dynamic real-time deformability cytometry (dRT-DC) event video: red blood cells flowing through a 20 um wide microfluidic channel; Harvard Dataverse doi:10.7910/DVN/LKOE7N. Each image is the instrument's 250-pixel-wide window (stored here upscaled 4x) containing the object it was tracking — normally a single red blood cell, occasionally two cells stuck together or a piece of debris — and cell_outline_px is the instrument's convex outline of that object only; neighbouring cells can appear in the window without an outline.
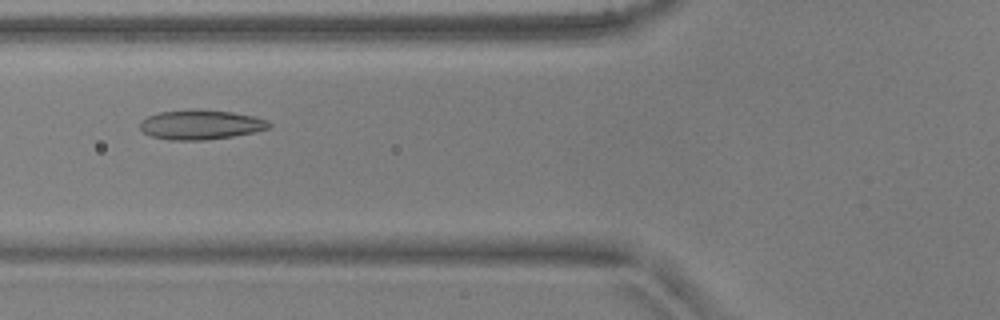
{"species": "common noctule bat (a hibernating species)", "species_latin": "Nyctalus noctula", "temperature_condition": "warm", "stored_images_in_passage": 32, "camera_frame_rate_fps": 3000, "um_per_image_px": 0.085, "animal": {"sex": "male", "body_mass_g": 17.9, "forearm_length_mm": 54.2}, "frame": {"image": 1, "passage_image": 6, "time_ms": 1.667, "image_size_px": [1000, 320], "cell_outline_px": [[272, 124], [268, 128], [256, 132], [232, 136], [204, 140], [168, 140], [152, 136], [144, 132], [140, 128], [140, 120], [148, 116], [160, 112], [232, 112], [252, 116], [268, 120]], "centroid_in_image_um": [17.07, 10.64], "position_along_channel_um": 108.7, "area_um2": 21.33}}
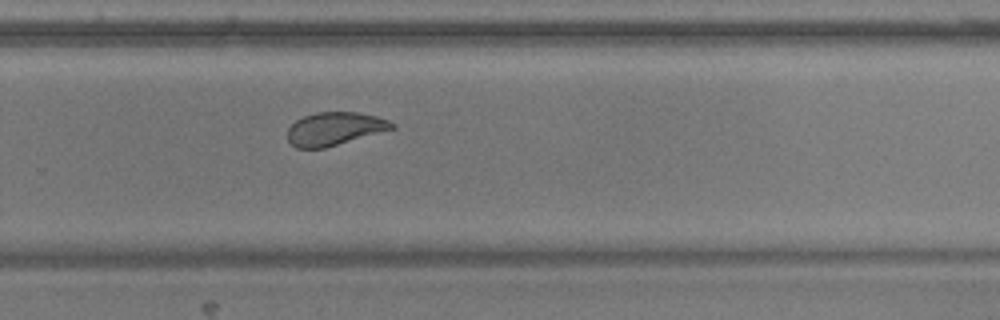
{"frame": {"image": 2, "passage_image": 21, "time_ms": 6.667, "image_size_px": [1000, 320], "cell_outline_px": [[396, 128], [324, 148], [296, 148], [288, 140], [288, 128], [296, 120], [304, 116], [316, 112], [360, 112], [376, 116], [388, 120], [396, 124]], "centroid_in_image_um": [28.46, 10.94], "position_along_channel_um": 301.3, "area_um2": 20.11}}
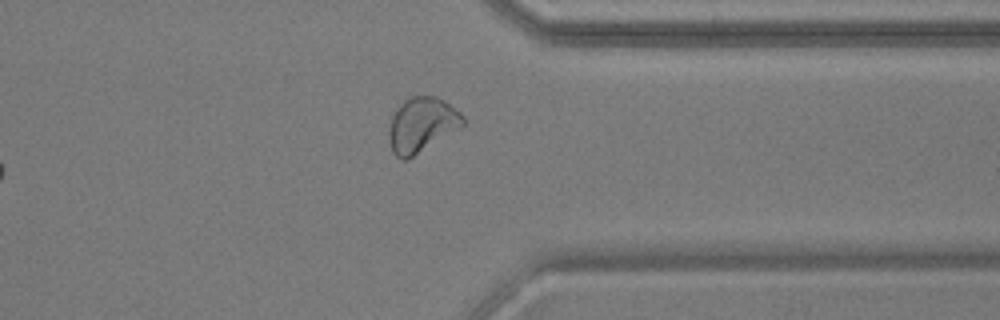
{"frame": {"image": 3, "passage_image": 27, "time_ms": 8.667, "image_size_px": [1000, 320], "cell_outline_px": [[464, 124], [408, 160], [400, 160], [392, 152], [388, 140], [388, 128], [392, 116], [396, 108], [404, 100], [412, 96], [436, 96], [444, 100], [460, 112], [464, 116]], "centroid_in_image_um": [35.8, 10.61], "position_along_channel_um": 375.6, "area_um2": 23.64}, "authors_computed_cell_mechanics": {"area_um2": 21.4727, "velocity_mm_per_s": 3.8535, "shape_relaxation_time_tau1_ms": null, "shape_relaxation_time_tau2_ms": 0.9201, "deformation_change_tau1": null, "deformation_change_tau2": 0.0666}}